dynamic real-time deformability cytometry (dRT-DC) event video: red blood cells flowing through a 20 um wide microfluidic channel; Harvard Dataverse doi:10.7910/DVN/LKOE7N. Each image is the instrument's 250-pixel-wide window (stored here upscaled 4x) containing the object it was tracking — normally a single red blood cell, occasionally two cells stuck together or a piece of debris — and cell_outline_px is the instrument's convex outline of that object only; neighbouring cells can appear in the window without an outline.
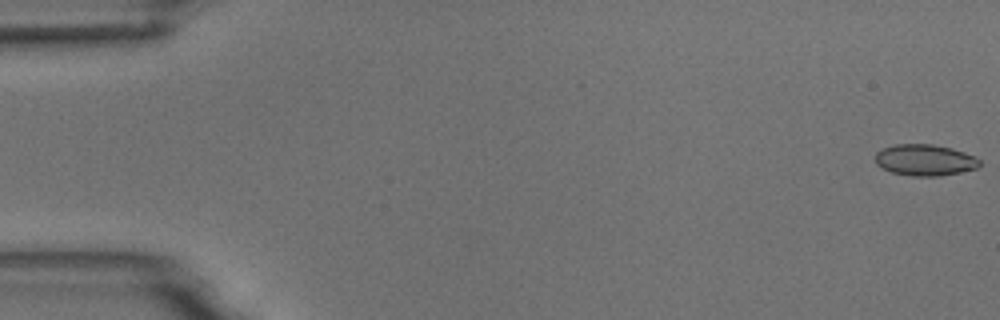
{"species": "common noctule bat (a hibernating species)", "species_latin": "Nyctalus noctula", "temperature_condition": "room temperature", "stored_images_in_passage": 6, "camera_frame_rate_fps": 3000, "um_per_image_px": 0.085, "animal": {"sex": "male", "body_mass_g": 18.8}, "frame": {"image": 1, "passage_image": 1, "time_ms": 0.0, "image_size_px": [1000, 320], "cell_outline_px": [[980, 164], [976, 168], [960, 172], [940, 176], [912, 176], [892, 172], [876, 164], [876, 152], [892, 144], [932, 144], [952, 148], [964, 152], [980, 160]], "centroid_in_image_um": [78.6, 13.6], "position_along_channel_um": 6.4, "area_um2": 18.9}}
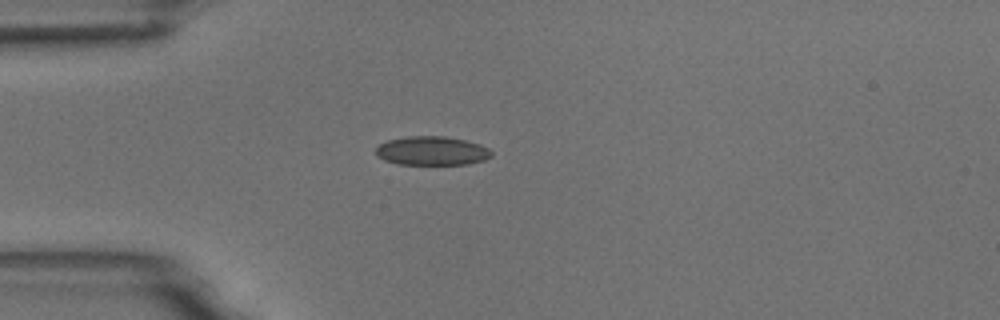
{"frame": {"image": 2, "passage_image": 5, "time_ms": 4.667, "image_size_px": [1000, 320], "cell_outline_px": [[492, 156], [484, 160], [468, 164], [400, 164], [384, 160], [376, 156], [376, 148], [380, 144], [388, 140], [408, 136], [444, 136], [464, 140], [480, 144], [488, 148], [492, 152]], "centroid_in_image_um": [36.71, 12.82], "position_along_channel_um": 48.3, "area_um2": 19.42}}